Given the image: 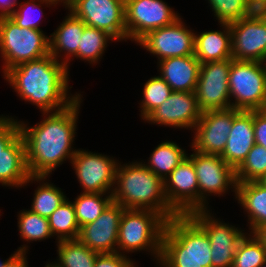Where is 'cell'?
<instances>
[{
    "label": "cell",
    "mask_w": 266,
    "mask_h": 267,
    "mask_svg": "<svg viewBox=\"0 0 266 267\" xmlns=\"http://www.w3.org/2000/svg\"><path fill=\"white\" fill-rule=\"evenodd\" d=\"M112 201V194L80 192L72 200L79 227L95 221Z\"/></svg>",
    "instance_id": "f546056e"
},
{
    "label": "cell",
    "mask_w": 266,
    "mask_h": 267,
    "mask_svg": "<svg viewBox=\"0 0 266 267\" xmlns=\"http://www.w3.org/2000/svg\"><path fill=\"white\" fill-rule=\"evenodd\" d=\"M232 57L240 61L266 63V19L260 11L229 24Z\"/></svg>",
    "instance_id": "9a60e30c"
},
{
    "label": "cell",
    "mask_w": 266,
    "mask_h": 267,
    "mask_svg": "<svg viewBox=\"0 0 266 267\" xmlns=\"http://www.w3.org/2000/svg\"><path fill=\"white\" fill-rule=\"evenodd\" d=\"M260 12L264 15V18L266 19V8L260 10Z\"/></svg>",
    "instance_id": "681fc988"
},
{
    "label": "cell",
    "mask_w": 266,
    "mask_h": 267,
    "mask_svg": "<svg viewBox=\"0 0 266 267\" xmlns=\"http://www.w3.org/2000/svg\"><path fill=\"white\" fill-rule=\"evenodd\" d=\"M44 5L48 8L61 5L57 0H26L16 5L14 12L9 16L19 27L43 30L40 28L43 15L41 8Z\"/></svg>",
    "instance_id": "d6a6232c"
},
{
    "label": "cell",
    "mask_w": 266,
    "mask_h": 267,
    "mask_svg": "<svg viewBox=\"0 0 266 267\" xmlns=\"http://www.w3.org/2000/svg\"><path fill=\"white\" fill-rule=\"evenodd\" d=\"M254 11H260L266 8V0H247Z\"/></svg>",
    "instance_id": "ee69618b"
},
{
    "label": "cell",
    "mask_w": 266,
    "mask_h": 267,
    "mask_svg": "<svg viewBox=\"0 0 266 267\" xmlns=\"http://www.w3.org/2000/svg\"><path fill=\"white\" fill-rule=\"evenodd\" d=\"M191 151L192 153H188L187 157L193 162L196 171L199 186V210L211 208L210 201H208L211 196L222 197L233 192L236 197L235 170L220 155L203 154L192 148Z\"/></svg>",
    "instance_id": "ba28073f"
},
{
    "label": "cell",
    "mask_w": 266,
    "mask_h": 267,
    "mask_svg": "<svg viewBox=\"0 0 266 267\" xmlns=\"http://www.w3.org/2000/svg\"><path fill=\"white\" fill-rule=\"evenodd\" d=\"M231 108H266V63L232 59L229 72ZM234 99V100H233Z\"/></svg>",
    "instance_id": "52a82bcc"
},
{
    "label": "cell",
    "mask_w": 266,
    "mask_h": 267,
    "mask_svg": "<svg viewBox=\"0 0 266 267\" xmlns=\"http://www.w3.org/2000/svg\"><path fill=\"white\" fill-rule=\"evenodd\" d=\"M266 260V248L255 233H247L240 241L232 267H258Z\"/></svg>",
    "instance_id": "e575fe53"
},
{
    "label": "cell",
    "mask_w": 266,
    "mask_h": 267,
    "mask_svg": "<svg viewBox=\"0 0 266 267\" xmlns=\"http://www.w3.org/2000/svg\"><path fill=\"white\" fill-rule=\"evenodd\" d=\"M253 110H241L234 118L226 147L220 157L234 170L246 159L255 145Z\"/></svg>",
    "instance_id": "ffe728a7"
},
{
    "label": "cell",
    "mask_w": 266,
    "mask_h": 267,
    "mask_svg": "<svg viewBox=\"0 0 266 267\" xmlns=\"http://www.w3.org/2000/svg\"><path fill=\"white\" fill-rule=\"evenodd\" d=\"M180 17L165 0H125L127 42L136 44L148 32L168 26Z\"/></svg>",
    "instance_id": "7c38bea8"
},
{
    "label": "cell",
    "mask_w": 266,
    "mask_h": 267,
    "mask_svg": "<svg viewBox=\"0 0 266 267\" xmlns=\"http://www.w3.org/2000/svg\"><path fill=\"white\" fill-rule=\"evenodd\" d=\"M195 31L188 27L182 16L174 23L148 32L136 44L157 62L170 58L194 55Z\"/></svg>",
    "instance_id": "4fadbf2b"
},
{
    "label": "cell",
    "mask_w": 266,
    "mask_h": 267,
    "mask_svg": "<svg viewBox=\"0 0 266 267\" xmlns=\"http://www.w3.org/2000/svg\"><path fill=\"white\" fill-rule=\"evenodd\" d=\"M116 43V40L107 32L95 27L85 26L83 34L78 45L77 54L67 64V70L70 73V62L74 59H79L84 62H88L89 65H95L100 63L104 56L107 47L112 42Z\"/></svg>",
    "instance_id": "83f0119b"
},
{
    "label": "cell",
    "mask_w": 266,
    "mask_h": 267,
    "mask_svg": "<svg viewBox=\"0 0 266 267\" xmlns=\"http://www.w3.org/2000/svg\"><path fill=\"white\" fill-rule=\"evenodd\" d=\"M64 7L87 26L107 32L116 42L127 41L125 0H70Z\"/></svg>",
    "instance_id": "30bf717a"
},
{
    "label": "cell",
    "mask_w": 266,
    "mask_h": 267,
    "mask_svg": "<svg viewBox=\"0 0 266 267\" xmlns=\"http://www.w3.org/2000/svg\"><path fill=\"white\" fill-rule=\"evenodd\" d=\"M82 98L83 94L64 110L41 113L42 120L34 126L19 120L31 176H50L65 161L71 162L78 150L73 145Z\"/></svg>",
    "instance_id": "6da1fadb"
},
{
    "label": "cell",
    "mask_w": 266,
    "mask_h": 267,
    "mask_svg": "<svg viewBox=\"0 0 266 267\" xmlns=\"http://www.w3.org/2000/svg\"><path fill=\"white\" fill-rule=\"evenodd\" d=\"M235 201L247 217L248 233H255L266 225V186L260 181L237 183Z\"/></svg>",
    "instance_id": "d4e9b609"
},
{
    "label": "cell",
    "mask_w": 266,
    "mask_h": 267,
    "mask_svg": "<svg viewBox=\"0 0 266 267\" xmlns=\"http://www.w3.org/2000/svg\"><path fill=\"white\" fill-rule=\"evenodd\" d=\"M17 230L20 239L27 244L33 242H41L43 240L52 239L53 235L50 231L49 221L47 217H43L32 212L29 208L17 212Z\"/></svg>",
    "instance_id": "4dcf8cb0"
},
{
    "label": "cell",
    "mask_w": 266,
    "mask_h": 267,
    "mask_svg": "<svg viewBox=\"0 0 266 267\" xmlns=\"http://www.w3.org/2000/svg\"><path fill=\"white\" fill-rule=\"evenodd\" d=\"M43 30L19 27L10 17H0L2 74L20 63L50 54L49 36Z\"/></svg>",
    "instance_id": "8992f818"
},
{
    "label": "cell",
    "mask_w": 266,
    "mask_h": 267,
    "mask_svg": "<svg viewBox=\"0 0 266 267\" xmlns=\"http://www.w3.org/2000/svg\"><path fill=\"white\" fill-rule=\"evenodd\" d=\"M255 143L266 149V111L253 110Z\"/></svg>",
    "instance_id": "ab89813d"
},
{
    "label": "cell",
    "mask_w": 266,
    "mask_h": 267,
    "mask_svg": "<svg viewBox=\"0 0 266 267\" xmlns=\"http://www.w3.org/2000/svg\"><path fill=\"white\" fill-rule=\"evenodd\" d=\"M118 162L113 156L78 148L70 165L81 192L112 194Z\"/></svg>",
    "instance_id": "8fae6325"
},
{
    "label": "cell",
    "mask_w": 266,
    "mask_h": 267,
    "mask_svg": "<svg viewBox=\"0 0 266 267\" xmlns=\"http://www.w3.org/2000/svg\"><path fill=\"white\" fill-rule=\"evenodd\" d=\"M44 267H63L58 261L54 260V261H49L45 264Z\"/></svg>",
    "instance_id": "bcb514c9"
},
{
    "label": "cell",
    "mask_w": 266,
    "mask_h": 267,
    "mask_svg": "<svg viewBox=\"0 0 266 267\" xmlns=\"http://www.w3.org/2000/svg\"><path fill=\"white\" fill-rule=\"evenodd\" d=\"M129 256L117 252L97 254L94 267H138L135 259Z\"/></svg>",
    "instance_id": "f35d334b"
},
{
    "label": "cell",
    "mask_w": 266,
    "mask_h": 267,
    "mask_svg": "<svg viewBox=\"0 0 266 267\" xmlns=\"http://www.w3.org/2000/svg\"><path fill=\"white\" fill-rule=\"evenodd\" d=\"M169 206L178 215L199 210V186L193 162L186 157L164 180Z\"/></svg>",
    "instance_id": "e0dca14e"
},
{
    "label": "cell",
    "mask_w": 266,
    "mask_h": 267,
    "mask_svg": "<svg viewBox=\"0 0 266 267\" xmlns=\"http://www.w3.org/2000/svg\"><path fill=\"white\" fill-rule=\"evenodd\" d=\"M255 235L263 242L264 247L266 248V225H263L259 228Z\"/></svg>",
    "instance_id": "f6af8a7d"
},
{
    "label": "cell",
    "mask_w": 266,
    "mask_h": 267,
    "mask_svg": "<svg viewBox=\"0 0 266 267\" xmlns=\"http://www.w3.org/2000/svg\"><path fill=\"white\" fill-rule=\"evenodd\" d=\"M258 267H266V260L261 265H259Z\"/></svg>",
    "instance_id": "f907efd6"
},
{
    "label": "cell",
    "mask_w": 266,
    "mask_h": 267,
    "mask_svg": "<svg viewBox=\"0 0 266 267\" xmlns=\"http://www.w3.org/2000/svg\"><path fill=\"white\" fill-rule=\"evenodd\" d=\"M28 252H18L4 267H29Z\"/></svg>",
    "instance_id": "60d3db41"
},
{
    "label": "cell",
    "mask_w": 266,
    "mask_h": 267,
    "mask_svg": "<svg viewBox=\"0 0 266 267\" xmlns=\"http://www.w3.org/2000/svg\"><path fill=\"white\" fill-rule=\"evenodd\" d=\"M141 92L139 104L140 119L144 120L151 112L157 109L173 92L170 86L158 75L148 79Z\"/></svg>",
    "instance_id": "836d02e7"
},
{
    "label": "cell",
    "mask_w": 266,
    "mask_h": 267,
    "mask_svg": "<svg viewBox=\"0 0 266 267\" xmlns=\"http://www.w3.org/2000/svg\"><path fill=\"white\" fill-rule=\"evenodd\" d=\"M30 176L26 163L25 142L20 133L0 153V185L8 189H21Z\"/></svg>",
    "instance_id": "603a6c76"
},
{
    "label": "cell",
    "mask_w": 266,
    "mask_h": 267,
    "mask_svg": "<svg viewBox=\"0 0 266 267\" xmlns=\"http://www.w3.org/2000/svg\"><path fill=\"white\" fill-rule=\"evenodd\" d=\"M156 63L159 76L172 91L195 92L201 66L195 55L170 57Z\"/></svg>",
    "instance_id": "44dd1931"
},
{
    "label": "cell",
    "mask_w": 266,
    "mask_h": 267,
    "mask_svg": "<svg viewBox=\"0 0 266 267\" xmlns=\"http://www.w3.org/2000/svg\"><path fill=\"white\" fill-rule=\"evenodd\" d=\"M62 6L67 4L70 0H57Z\"/></svg>",
    "instance_id": "7dc6e473"
},
{
    "label": "cell",
    "mask_w": 266,
    "mask_h": 267,
    "mask_svg": "<svg viewBox=\"0 0 266 267\" xmlns=\"http://www.w3.org/2000/svg\"><path fill=\"white\" fill-rule=\"evenodd\" d=\"M189 216L209 237L212 267H232L238 245L248 233L247 229L243 227L242 230L240 226L216 218L212 209L198 210Z\"/></svg>",
    "instance_id": "9c48e42d"
},
{
    "label": "cell",
    "mask_w": 266,
    "mask_h": 267,
    "mask_svg": "<svg viewBox=\"0 0 266 267\" xmlns=\"http://www.w3.org/2000/svg\"><path fill=\"white\" fill-rule=\"evenodd\" d=\"M266 175V149L255 144L235 170L236 182L260 181Z\"/></svg>",
    "instance_id": "d590c367"
},
{
    "label": "cell",
    "mask_w": 266,
    "mask_h": 267,
    "mask_svg": "<svg viewBox=\"0 0 266 267\" xmlns=\"http://www.w3.org/2000/svg\"><path fill=\"white\" fill-rule=\"evenodd\" d=\"M57 261L63 267H94L97 252L92 251L78 239L56 243Z\"/></svg>",
    "instance_id": "1f68e13d"
},
{
    "label": "cell",
    "mask_w": 266,
    "mask_h": 267,
    "mask_svg": "<svg viewBox=\"0 0 266 267\" xmlns=\"http://www.w3.org/2000/svg\"><path fill=\"white\" fill-rule=\"evenodd\" d=\"M69 74L66 65L49 54L11 67L2 77L18 98L47 113L66 109L82 95L70 92Z\"/></svg>",
    "instance_id": "7a4b0ae2"
},
{
    "label": "cell",
    "mask_w": 266,
    "mask_h": 267,
    "mask_svg": "<svg viewBox=\"0 0 266 267\" xmlns=\"http://www.w3.org/2000/svg\"><path fill=\"white\" fill-rule=\"evenodd\" d=\"M260 182L266 186V175L260 180Z\"/></svg>",
    "instance_id": "c3c4849f"
},
{
    "label": "cell",
    "mask_w": 266,
    "mask_h": 267,
    "mask_svg": "<svg viewBox=\"0 0 266 267\" xmlns=\"http://www.w3.org/2000/svg\"><path fill=\"white\" fill-rule=\"evenodd\" d=\"M116 168L112 200L124 209L152 210L167 220L178 216L169 206L164 180L148 169L142 161L124 163Z\"/></svg>",
    "instance_id": "3957f363"
},
{
    "label": "cell",
    "mask_w": 266,
    "mask_h": 267,
    "mask_svg": "<svg viewBox=\"0 0 266 267\" xmlns=\"http://www.w3.org/2000/svg\"><path fill=\"white\" fill-rule=\"evenodd\" d=\"M20 134L19 119L0 115V153Z\"/></svg>",
    "instance_id": "74e56055"
},
{
    "label": "cell",
    "mask_w": 266,
    "mask_h": 267,
    "mask_svg": "<svg viewBox=\"0 0 266 267\" xmlns=\"http://www.w3.org/2000/svg\"><path fill=\"white\" fill-rule=\"evenodd\" d=\"M49 35L50 54L65 65L77 54L78 45L86 24L72 12Z\"/></svg>",
    "instance_id": "7402d4cb"
},
{
    "label": "cell",
    "mask_w": 266,
    "mask_h": 267,
    "mask_svg": "<svg viewBox=\"0 0 266 267\" xmlns=\"http://www.w3.org/2000/svg\"><path fill=\"white\" fill-rule=\"evenodd\" d=\"M166 223L167 219L158 212L125 209L119 224L117 253L127 256L140 251L149 252L157 267Z\"/></svg>",
    "instance_id": "5b68a950"
},
{
    "label": "cell",
    "mask_w": 266,
    "mask_h": 267,
    "mask_svg": "<svg viewBox=\"0 0 266 267\" xmlns=\"http://www.w3.org/2000/svg\"><path fill=\"white\" fill-rule=\"evenodd\" d=\"M218 25L220 30L195 32L194 55L200 64L233 58L230 26L228 23Z\"/></svg>",
    "instance_id": "cb8c5ba5"
},
{
    "label": "cell",
    "mask_w": 266,
    "mask_h": 267,
    "mask_svg": "<svg viewBox=\"0 0 266 267\" xmlns=\"http://www.w3.org/2000/svg\"><path fill=\"white\" fill-rule=\"evenodd\" d=\"M20 0H0V17H9Z\"/></svg>",
    "instance_id": "b9f144b4"
},
{
    "label": "cell",
    "mask_w": 266,
    "mask_h": 267,
    "mask_svg": "<svg viewBox=\"0 0 266 267\" xmlns=\"http://www.w3.org/2000/svg\"><path fill=\"white\" fill-rule=\"evenodd\" d=\"M124 210L112 201L95 221L80 228L77 239L98 254L117 252L118 230Z\"/></svg>",
    "instance_id": "d6986e66"
},
{
    "label": "cell",
    "mask_w": 266,
    "mask_h": 267,
    "mask_svg": "<svg viewBox=\"0 0 266 267\" xmlns=\"http://www.w3.org/2000/svg\"><path fill=\"white\" fill-rule=\"evenodd\" d=\"M188 151L183 149L179 143L173 140L161 141L151 154L148 161L142 163L159 178L165 180L167 176L188 156Z\"/></svg>",
    "instance_id": "484cf974"
},
{
    "label": "cell",
    "mask_w": 266,
    "mask_h": 267,
    "mask_svg": "<svg viewBox=\"0 0 266 267\" xmlns=\"http://www.w3.org/2000/svg\"><path fill=\"white\" fill-rule=\"evenodd\" d=\"M29 247V245L23 243V245L18 247L17 250L15 249V251L8 258L3 261L0 260V267H4L18 252H28Z\"/></svg>",
    "instance_id": "7bdbcfd3"
},
{
    "label": "cell",
    "mask_w": 266,
    "mask_h": 267,
    "mask_svg": "<svg viewBox=\"0 0 266 267\" xmlns=\"http://www.w3.org/2000/svg\"><path fill=\"white\" fill-rule=\"evenodd\" d=\"M47 178L50 176H30L22 188L37 182L36 185L38 186L34 190L30 210L48 218L67 199V196L61 188L48 182L51 180Z\"/></svg>",
    "instance_id": "4316f807"
},
{
    "label": "cell",
    "mask_w": 266,
    "mask_h": 267,
    "mask_svg": "<svg viewBox=\"0 0 266 267\" xmlns=\"http://www.w3.org/2000/svg\"><path fill=\"white\" fill-rule=\"evenodd\" d=\"M201 115L195 92L173 91L167 100L144 119V122L193 131Z\"/></svg>",
    "instance_id": "ac0fdd59"
},
{
    "label": "cell",
    "mask_w": 266,
    "mask_h": 267,
    "mask_svg": "<svg viewBox=\"0 0 266 267\" xmlns=\"http://www.w3.org/2000/svg\"><path fill=\"white\" fill-rule=\"evenodd\" d=\"M240 111L229 108L202 112L193 129L190 148L203 154L221 155L232 129L233 118Z\"/></svg>",
    "instance_id": "2e32d148"
},
{
    "label": "cell",
    "mask_w": 266,
    "mask_h": 267,
    "mask_svg": "<svg viewBox=\"0 0 266 267\" xmlns=\"http://www.w3.org/2000/svg\"><path fill=\"white\" fill-rule=\"evenodd\" d=\"M210 6L213 19L218 23H232L254 12L247 0H205Z\"/></svg>",
    "instance_id": "8d00e7d4"
},
{
    "label": "cell",
    "mask_w": 266,
    "mask_h": 267,
    "mask_svg": "<svg viewBox=\"0 0 266 267\" xmlns=\"http://www.w3.org/2000/svg\"><path fill=\"white\" fill-rule=\"evenodd\" d=\"M50 231L56 243L63 240H75L78 238L80 227L77 222L72 201L67 198L48 217Z\"/></svg>",
    "instance_id": "f1b7e54d"
},
{
    "label": "cell",
    "mask_w": 266,
    "mask_h": 267,
    "mask_svg": "<svg viewBox=\"0 0 266 267\" xmlns=\"http://www.w3.org/2000/svg\"><path fill=\"white\" fill-rule=\"evenodd\" d=\"M232 59L201 64L195 95L202 112L231 108L229 72Z\"/></svg>",
    "instance_id": "5bb4252c"
},
{
    "label": "cell",
    "mask_w": 266,
    "mask_h": 267,
    "mask_svg": "<svg viewBox=\"0 0 266 267\" xmlns=\"http://www.w3.org/2000/svg\"><path fill=\"white\" fill-rule=\"evenodd\" d=\"M157 267H212L209 237L189 215L167 220Z\"/></svg>",
    "instance_id": "277c9868"
}]
</instances>
